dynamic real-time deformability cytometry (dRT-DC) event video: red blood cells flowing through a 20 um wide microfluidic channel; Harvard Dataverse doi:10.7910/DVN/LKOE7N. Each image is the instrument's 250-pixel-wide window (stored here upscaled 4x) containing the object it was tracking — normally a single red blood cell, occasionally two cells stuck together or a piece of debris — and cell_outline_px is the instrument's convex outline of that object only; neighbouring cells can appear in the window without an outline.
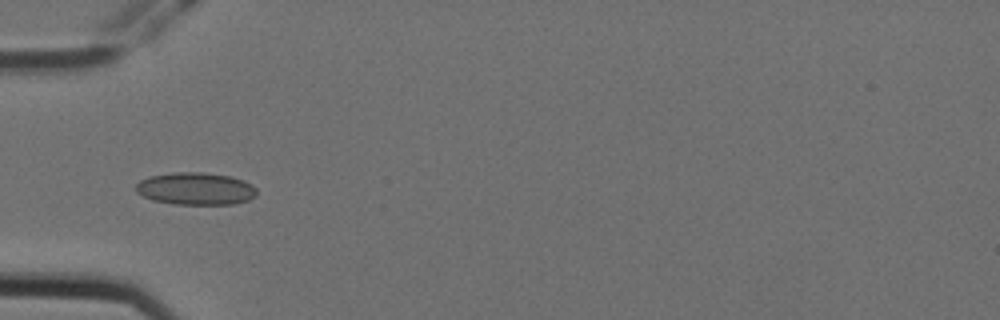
{"species": "Egyptian fruit bat (a non-hibernating species)", "species_latin": "Rousettus aegyptiacus", "temperature_condition": "cold", "stored_images_in_passage": 8, "camera_frame_rate_fps": 3000, "um_per_image_px": 0.085, "animal": {"sex": "female"}, "frame": {"image": 1, "passage_image": 6, "time_ms": 1.667, "image_size_px": [1000, 320], "cell_outline_px": [[256, 196], [248, 200], [232, 204], [176, 204], [152, 200], [136, 192], [136, 184], [140, 180], [148, 176], [176, 172], [200, 172], [228, 176], [244, 180], [252, 184], [256, 188]], "centroid_in_image_um": [16.63, 16.03], "position_along_channel_um": 68.4, "area_um2": 22.77}}
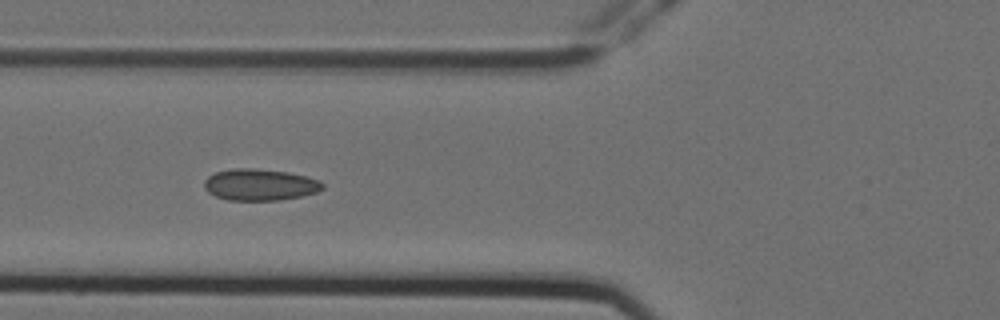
{"frame": {"image": 2, "passage_image": 7, "time_ms": 2.0, "image_size_px": [1000, 320], "cell_outline_px": [[324, 188], [316, 192], [300, 196], [280, 200], [228, 200], [216, 196], [208, 192], [204, 188], [204, 180], [208, 176], [216, 172], [236, 168], [256, 168], [288, 172], [320, 180], [324, 184]], "centroid_in_image_um": [22.08, 15.7], "position_along_channel_um": 103.7, "area_um2": 21.73}}
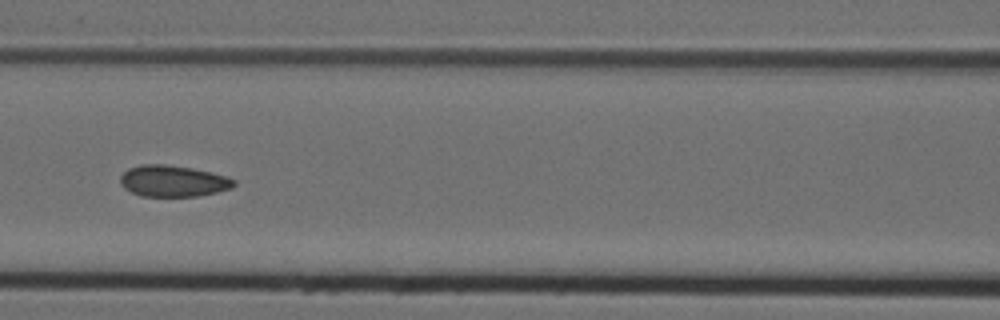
{"frame": {"image": 3, "passage_image": 8, "time_ms": 2.333, "image_size_px": [1000, 320], "cell_outline_px": [[236, 184], [232, 188], [216, 192], [196, 196], [140, 196], [124, 188], [120, 184], [120, 176], [128, 168], [140, 164], [164, 164], [192, 168], [212, 172], [236, 180]], "centroid_in_image_um": [14.69, 15.38], "position_along_channel_um": 151.9, "area_um2": 20.81}}